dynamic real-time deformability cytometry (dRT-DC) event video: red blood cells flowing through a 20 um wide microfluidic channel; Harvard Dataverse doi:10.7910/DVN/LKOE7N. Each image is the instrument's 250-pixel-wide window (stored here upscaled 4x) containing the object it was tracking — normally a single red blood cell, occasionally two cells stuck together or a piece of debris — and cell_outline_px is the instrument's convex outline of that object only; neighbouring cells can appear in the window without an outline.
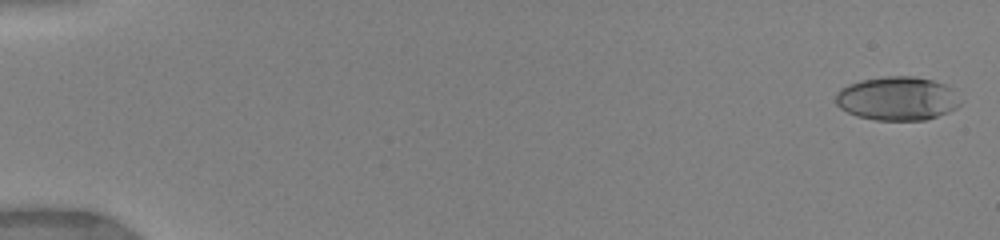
{"species": "human", "species_latin": "Homo sapiens", "temperature_condition": "warm", "stored_images_in_passage": 32, "camera_frame_rate_fps": 3000, "um_per_image_px": 0.085, "donor": {"sex": "female"}, "frame": {"image": 1, "passage_image": 1, "time_ms": 0.0, "image_size_px": [1000, 240], "cell_outline_px": [[964, 100], [956, 108], [948, 112], [924, 120], [876, 120], [856, 116], [840, 108], [836, 104], [836, 92], [840, 88], [848, 84], [860, 80], [884, 76], [916, 76], [932, 80], [944, 84], [952, 88]], "centroid_in_image_um": [76.29, 8.36], "position_along_channel_um": 8.7, "area_um2": 32.14}}
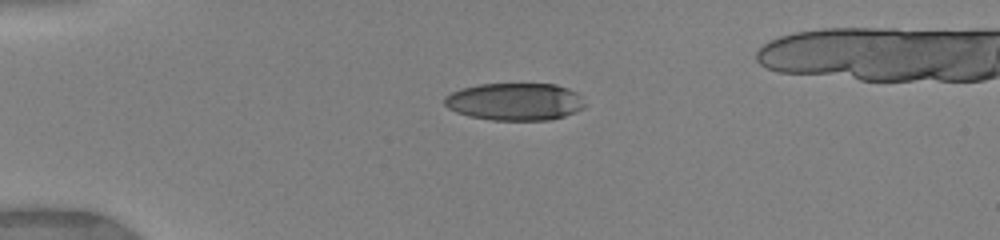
{"frame": {"image": 2, "passage_image": 15, "time_ms": 4.0, "image_size_px": [1000, 240], "cell_outline_px": [[584, 108], [564, 116], [552, 120], [492, 120], [468, 116], [456, 112], [448, 108], [444, 104], [444, 96], [460, 88], [480, 84], [556, 84], [568, 88], [576, 92], [580, 96], [584, 104]], "centroid_in_image_um": [43.74, 8.64], "position_along_channel_um": 41.3, "area_um2": 30.75}}